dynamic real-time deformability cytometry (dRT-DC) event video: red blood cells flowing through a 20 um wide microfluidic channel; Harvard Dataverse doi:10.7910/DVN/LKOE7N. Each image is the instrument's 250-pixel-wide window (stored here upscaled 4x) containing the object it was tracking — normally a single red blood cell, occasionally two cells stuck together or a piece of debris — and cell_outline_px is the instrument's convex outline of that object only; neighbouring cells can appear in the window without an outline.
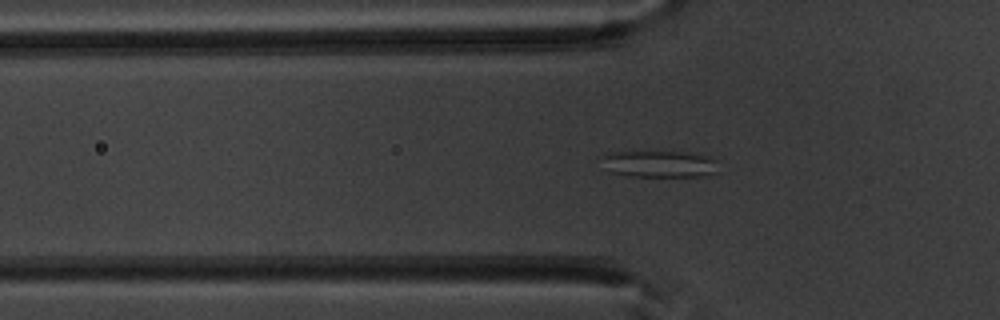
{"species": "common noctule bat (a hibernating species)", "species_latin": "Nyctalus noctula", "temperature_condition": "warm", "stored_images_in_passage": 41, "camera_frame_rate_fps": 3000, "um_per_image_px": 0.085, "animal": {"sex": "male", "body_mass_g": 20.1, "forearm_length_mm": 53.5}, "frame": {"image": 1, "passage_image": 6, "time_ms": 1.667, "image_size_px": [1000, 320], "cell_outline_px": [[720, 172], [704, 176], [624, 176], [612, 172], [604, 156], [608, 152], [688, 152], [708, 156], [716, 160]], "centroid_in_image_um": [56.2, 13.94], "position_along_channel_um": 69.6, "area_um2": 17.92}}
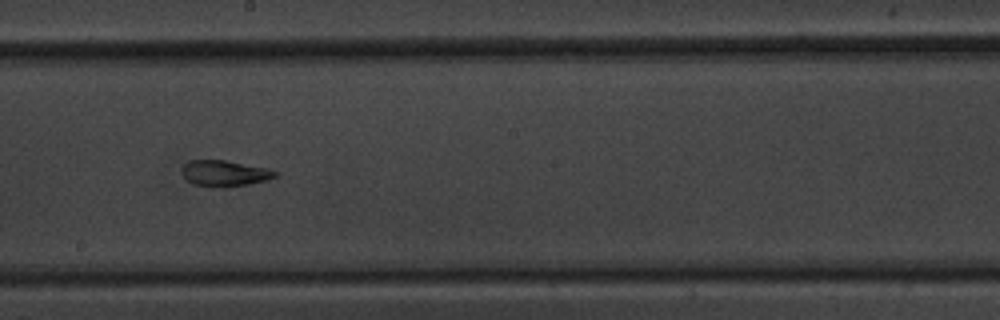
{"frame": {"image": 2, "passage_image": 18, "time_ms": 5.667, "image_size_px": [1000, 320], "cell_outline_px": [[280, 172], [276, 176], [268, 180], [248, 184], [224, 188], [220, 188], [192, 184], [184, 176], [184, 164], [188, 160], [224, 160], [268, 168]], "centroid_in_image_um": [19.14, 14.74], "position_along_channel_um": 229.1, "area_um2": 14.16}}
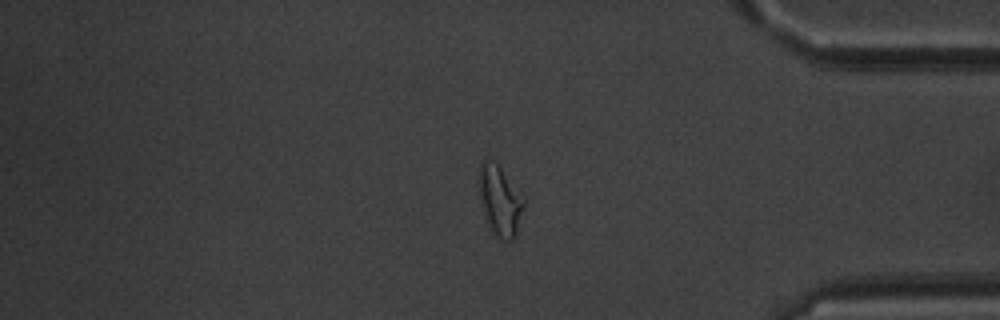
{"frame": {"image": 3, "passage_image": 32, "time_ms": 10.333, "image_size_px": [1000, 320], "cell_outline_px": [[524, 204], [516, 236], [508, 244], [500, 240], [492, 232], [488, 224], [484, 212], [476, 180], [480, 164], [484, 160], [488, 160], [496, 164], [500, 168], [524, 200]], "centroid_in_image_um": [42.46, 17.12], "position_along_channel_um": 392.7, "area_um2": 18.09}, "authors_computed_cell_mechanics": {"area_um2": 16.0106, "velocity_mm_per_s": 3.9761, "shape_relaxation_time_tau1_ms": null, "shape_relaxation_time_tau2_ms": 3.8548, "deformation_change_tau1": null, "deformation_change_tau2": 0.0899}}